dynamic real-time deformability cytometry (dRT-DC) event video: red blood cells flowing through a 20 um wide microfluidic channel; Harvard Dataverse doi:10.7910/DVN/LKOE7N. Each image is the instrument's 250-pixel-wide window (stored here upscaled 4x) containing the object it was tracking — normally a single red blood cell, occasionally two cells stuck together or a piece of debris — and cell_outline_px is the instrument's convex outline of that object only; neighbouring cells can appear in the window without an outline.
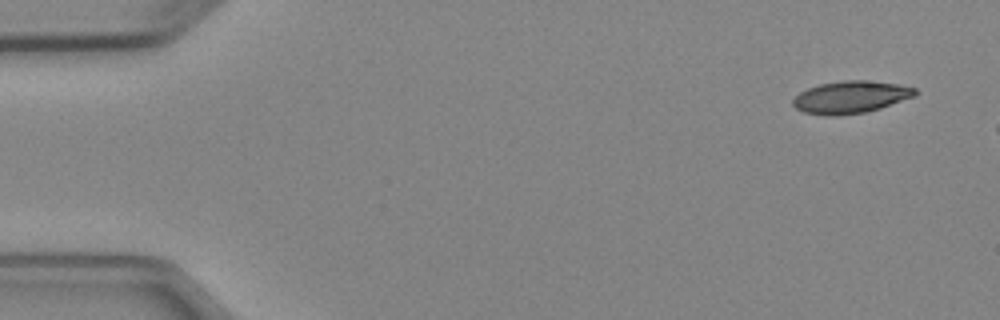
{"species": "Egyptian fruit bat (a non-hibernating species)", "species_latin": "Rousettus aegyptiacus", "temperature_condition": "cold", "stored_images_in_passage": 3, "camera_frame_rate_fps": 3000, "um_per_image_px": 0.085, "animal": {"sex": "female"}, "frame": {"image": 1, "passage_image": 1, "time_ms": 0.0, "image_size_px": [1000, 320], "cell_outline_px": [[916, 96], [880, 108], [864, 112], [836, 116], [824, 116], [804, 112], [796, 108], [792, 104], [792, 100], [800, 92], [808, 88], [820, 84], [840, 80], [864, 80], [896, 84], [916, 88]], "centroid_in_image_um": [72.28, 8.26], "position_along_channel_um": 12.7, "area_um2": 22.95}}